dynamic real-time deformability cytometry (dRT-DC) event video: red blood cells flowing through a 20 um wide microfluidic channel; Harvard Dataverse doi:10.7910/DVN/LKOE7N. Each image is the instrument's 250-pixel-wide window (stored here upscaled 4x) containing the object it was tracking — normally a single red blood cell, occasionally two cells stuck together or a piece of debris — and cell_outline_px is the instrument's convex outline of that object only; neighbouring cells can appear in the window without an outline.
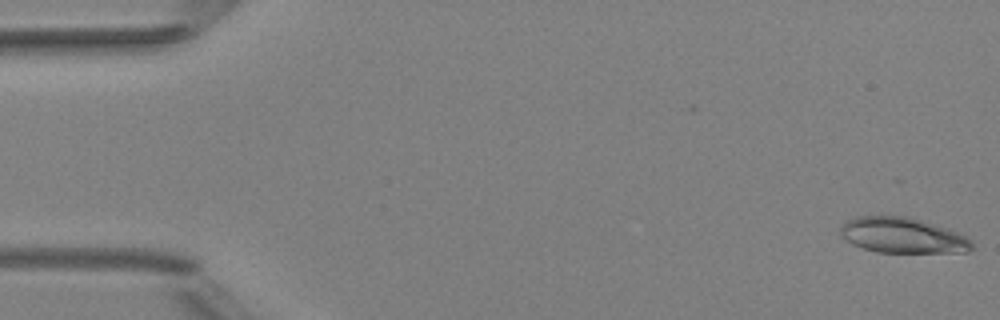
{"species": "Egyptian fruit bat (a non-hibernating species)", "species_latin": "Rousettus aegyptiacus", "temperature_condition": "room temperature", "stored_images_in_passage": 4, "camera_frame_rate_fps": 3000, "um_per_image_px": 0.085, "animal": {"sex": "female"}, "frame": {"image": 1, "passage_image": 1, "time_ms": 0.0, "image_size_px": [1000, 320], "cell_outline_px": [[972, 248], [968, 252], [876, 252], [852, 244], [840, 232], [840, 228], [848, 220], [856, 216], [904, 216], [920, 220], [948, 228], [968, 236], [972, 244]], "centroid_in_image_um": [76.76, 20.01], "position_along_channel_um": 8.2, "area_um2": 26.93}}
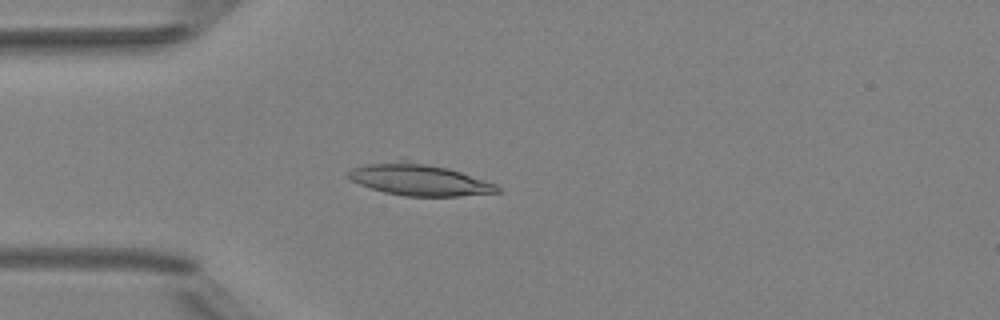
{"frame": {"image": 2, "passage_image": 4, "time_ms": 4.333, "image_size_px": [1000, 320], "cell_outline_px": [[500, 192], [460, 196], [404, 196], [384, 192], [360, 184], [352, 180], [348, 176], [348, 172], [352, 168], [368, 164], [404, 156], [448, 168], [496, 184], [500, 188]], "centroid_in_image_um": [35.6, 15.22], "position_along_channel_um": 49.4, "area_um2": 28.03}}